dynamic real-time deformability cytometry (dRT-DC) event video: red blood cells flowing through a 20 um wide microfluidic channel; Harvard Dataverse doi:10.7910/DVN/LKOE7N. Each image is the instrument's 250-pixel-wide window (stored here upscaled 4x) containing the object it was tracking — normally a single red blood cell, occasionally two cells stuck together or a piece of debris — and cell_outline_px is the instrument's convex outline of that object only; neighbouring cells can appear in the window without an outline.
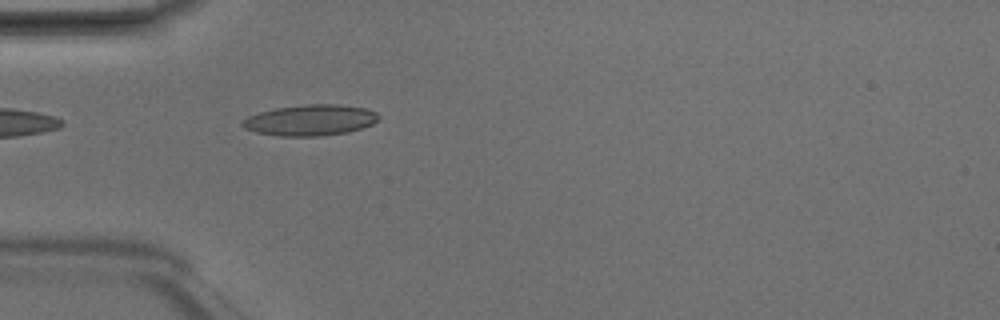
{"species": "Egyptian fruit bat (a non-hibernating species)", "species_latin": "Rousettus aegyptiacus", "temperature_condition": "room temperature", "stored_images_in_passage": 1, "camera_frame_rate_fps": 3000, "um_per_image_px": 0.085, "animal": {"sex": "male"}, "frame": {"image": 1, "passage_image": 1, "time_ms": 0.0, "image_size_px": [1000, 320], "cell_outline_px": [[380, 116], [372, 124], [348, 132], [320, 136], [280, 136], [256, 132], [244, 128], [240, 124], [248, 116], [260, 112], [276, 108], [304, 104], [340, 104], [364, 108], [376, 112]], "centroid_in_image_um": [26.37, 10.21], "position_along_channel_um": 58.6, "area_um2": 24.45}}